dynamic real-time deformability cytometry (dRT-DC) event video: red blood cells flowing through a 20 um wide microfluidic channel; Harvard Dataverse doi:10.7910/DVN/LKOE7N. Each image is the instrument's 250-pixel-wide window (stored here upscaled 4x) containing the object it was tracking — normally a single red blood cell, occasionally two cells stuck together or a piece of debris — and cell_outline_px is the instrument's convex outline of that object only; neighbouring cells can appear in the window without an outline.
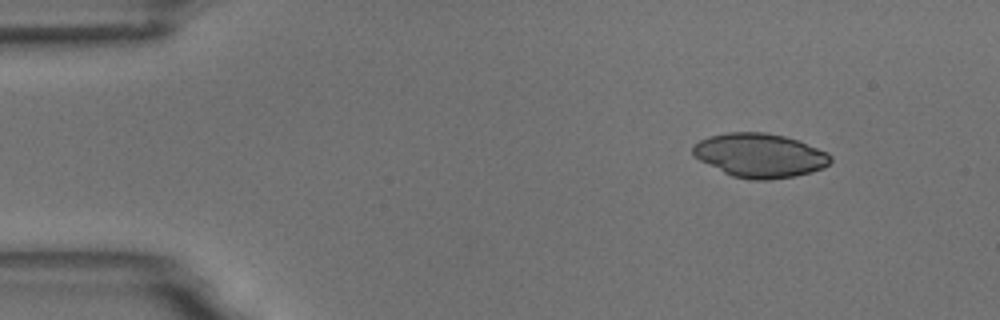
{"species": "common noctule bat (a hibernating species)", "species_latin": "Nyctalus noctula", "temperature_condition": "room temperature", "stored_images_in_passage": 5, "camera_frame_rate_fps": 3000, "um_per_image_px": 0.085, "animal": {"sex": "male", "body_mass_g": 18.8}, "frame": {"image": 1, "passage_image": 1, "time_ms": 0.0, "image_size_px": [1000, 320], "cell_outline_px": [[832, 160], [824, 168], [812, 172], [796, 176], [768, 180], [748, 180], [732, 176], [692, 156], [692, 148], [700, 140], [708, 136], [728, 132], [764, 132], [784, 136], [796, 140], [828, 152], [832, 156]], "centroid_in_image_um": [64.59, 13.22], "position_along_channel_um": 20.4, "area_um2": 35.37}}